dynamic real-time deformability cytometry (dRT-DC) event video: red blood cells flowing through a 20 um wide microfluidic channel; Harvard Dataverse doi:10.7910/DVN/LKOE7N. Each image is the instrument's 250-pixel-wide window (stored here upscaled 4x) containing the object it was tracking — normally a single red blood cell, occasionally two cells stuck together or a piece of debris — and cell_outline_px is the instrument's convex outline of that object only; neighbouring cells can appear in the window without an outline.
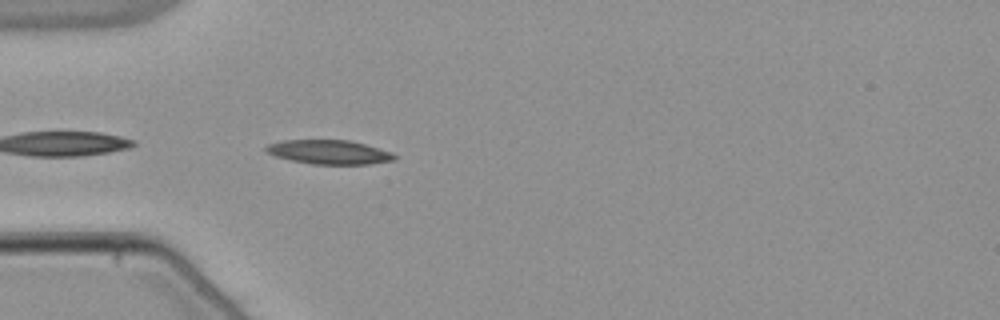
{"species": "common noctule bat (a hibernating species)", "species_latin": "Nyctalus noctula", "temperature_condition": "warm", "stored_images_in_passage": 11, "camera_frame_rate_fps": 3000, "um_per_image_px": 0.085, "animal": {"sex": "male", "body_mass_g": 21.5, "forearm_length_mm": 52.0}, "frame": {"image": 1, "passage_image": 1, "time_ms": 0.0, "image_size_px": [1000, 320], "cell_outline_px": [[396, 160], [368, 164], [312, 164], [292, 160], [276, 156], [268, 152], [264, 148], [268, 144], [284, 140], [348, 140], [364, 144], [388, 152], [396, 156]], "centroid_in_image_um": [27.95, 12.93], "position_along_channel_um": 57.1, "area_um2": 17.69}}